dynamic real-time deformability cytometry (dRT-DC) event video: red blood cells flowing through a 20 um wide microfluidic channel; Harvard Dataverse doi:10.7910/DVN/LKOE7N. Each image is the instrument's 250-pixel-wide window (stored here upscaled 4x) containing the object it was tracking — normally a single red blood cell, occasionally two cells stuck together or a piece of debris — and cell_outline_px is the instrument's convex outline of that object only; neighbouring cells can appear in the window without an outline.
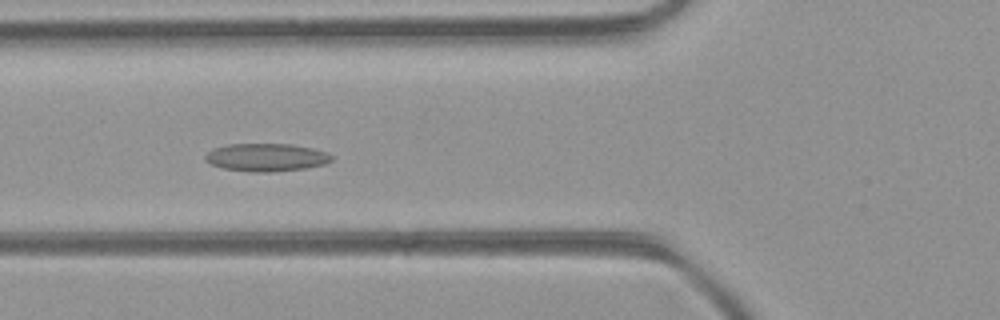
{"species": "common noctule bat (a hibernating species)", "species_latin": "Nyctalus noctula", "temperature_condition": "room temperature", "stored_images_in_passage": 5, "camera_frame_rate_fps": 3000, "um_per_image_px": 0.085, "animal": {"sex": "female", "body_mass_g": 21.9}, "frame": {"image": 1, "passage_image": 4, "time_ms": 1.0, "image_size_px": [1000, 320], "cell_outline_px": [[332, 160], [324, 164], [308, 168], [272, 172], [252, 172], [224, 168], [212, 164], [204, 160], [204, 156], [212, 148], [228, 144], [292, 144], [312, 148], [328, 152], [332, 156]], "centroid_in_image_um": [22.64, 13.37], "position_along_channel_um": 103.2, "area_um2": 20.63}}
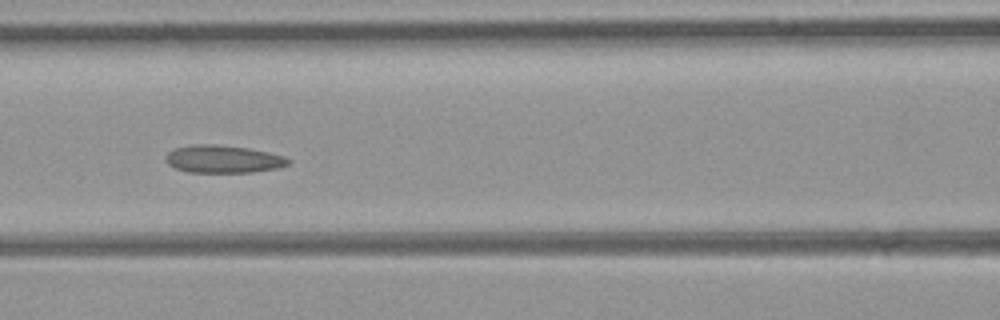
{"frame": {"image": 2, "passage_image": 5, "time_ms": 1.333, "image_size_px": [1000, 320], "cell_outline_px": [[292, 160], [288, 164], [280, 168], [252, 172], [188, 172], [176, 168], [168, 164], [164, 160], [164, 156], [168, 152], [176, 148], [192, 144], [216, 144], [248, 148], [268, 152], [284, 156]], "centroid_in_image_um": [18.97, 13.52], "position_along_channel_um": 147.6, "area_um2": 19.88}}